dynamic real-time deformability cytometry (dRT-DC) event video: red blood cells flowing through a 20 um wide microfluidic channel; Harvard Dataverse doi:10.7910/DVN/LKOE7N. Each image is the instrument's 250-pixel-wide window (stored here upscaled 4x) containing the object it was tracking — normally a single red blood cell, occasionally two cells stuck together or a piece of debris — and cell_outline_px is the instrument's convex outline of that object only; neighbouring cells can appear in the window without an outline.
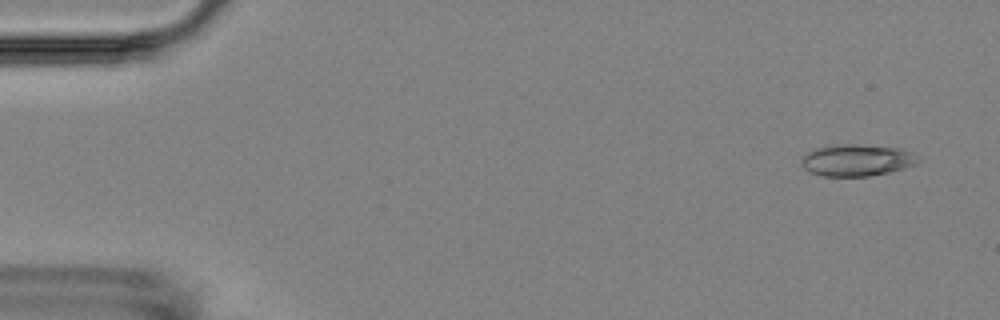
{"species": "Egyptian fruit bat (a non-hibernating species)", "species_latin": "Rousettus aegyptiacus", "temperature_condition": "room temperature", "stored_images_in_passage": 5, "camera_frame_rate_fps": 3000, "um_per_image_px": 0.085, "animal": {"sex": "female"}, "frame": {"image": 1, "passage_image": 1, "time_ms": 0.0, "image_size_px": [1000, 320], "cell_outline_px": [[920, 160], [916, 164], [904, 168], [888, 172], [868, 176], [824, 176], [812, 172], [804, 168], [800, 160], [808, 152], [816, 148], [840, 144], [856, 144], [896, 148], [908, 152]], "centroid_in_image_um": [72.79, 13.62], "position_along_channel_um": 12.2, "area_um2": 21.1}}
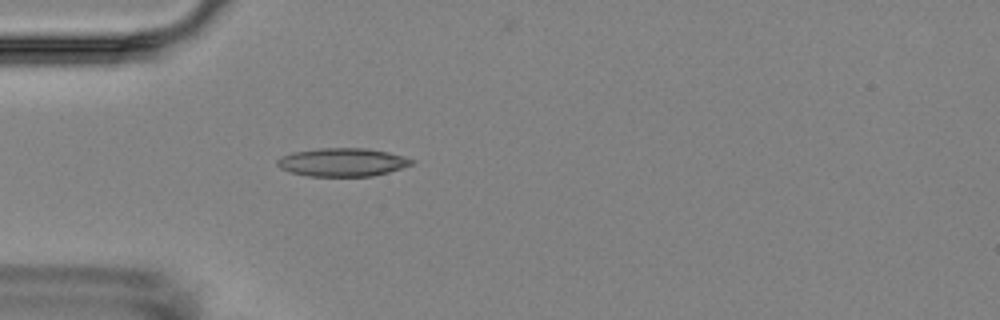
{"frame": {"image": 2, "passage_image": 5, "time_ms": 4.333, "image_size_px": [1000, 320], "cell_outline_px": [[416, 160], [412, 164], [388, 172], [372, 176], [308, 176], [288, 172], [280, 168], [276, 164], [276, 160], [292, 152], [320, 148], [364, 148], [388, 152], [404, 156]], "centroid_in_image_um": [29.09, 13.79], "position_along_channel_um": 55.9, "area_um2": 22.14}}